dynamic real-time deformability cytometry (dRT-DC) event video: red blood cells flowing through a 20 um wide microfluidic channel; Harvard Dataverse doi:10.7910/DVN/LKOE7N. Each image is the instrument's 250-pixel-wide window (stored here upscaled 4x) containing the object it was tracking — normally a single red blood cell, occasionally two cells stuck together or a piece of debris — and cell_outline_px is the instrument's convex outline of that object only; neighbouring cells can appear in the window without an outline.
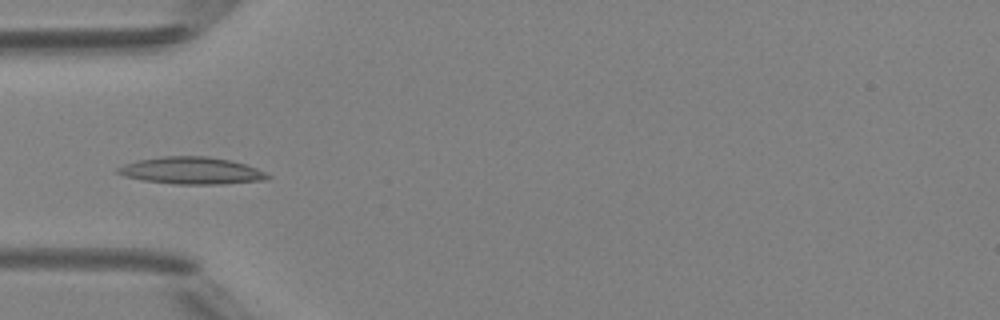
{"species": "Egyptian fruit bat (a non-hibernating species)", "species_latin": "Rousettus aegyptiacus", "temperature_condition": "room temperature", "stored_images_in_passage": 41, "camera_frame_rate_fps": 3000, "um_per_image_px": 0.085, "animal": {"sex": "female"}, "frame": {"image": 1, "passage_image": 8, "time_ms": 2.333, "image_size_px": [1000, 320], "cell_outline_px": [[272, 176], [264, 180], [220, 184], [176, 184], [144, 180], [124, 176], [116, 172], [116, 168], [124, 164], [140, 160], [164, 156], [208, 156], [228, 160], [244, 164], [256, 168]], "centroid_in_image_um": [16.27, 14.5], "position_along_channel_um": 68.7, "area_um2": 23.35}}
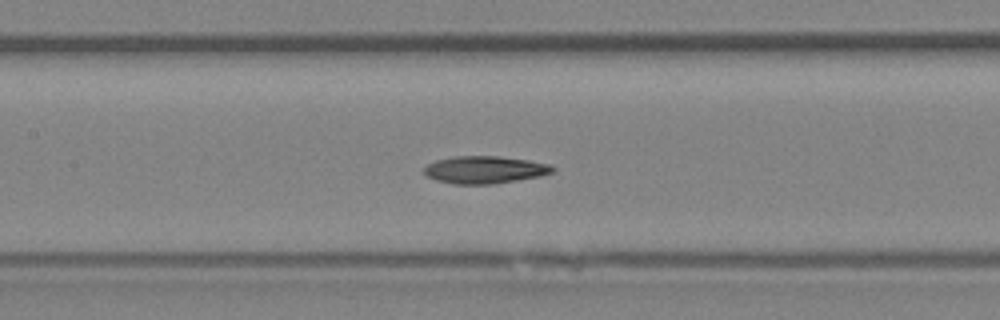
{"frame": {"image": 2, "passage_image": 15, "time_ms": 4.667, "image_size_px": [1000, 320], "cell_outline_px": [[556, 172], [540, 176], [496, 184], [452, 184], [436, 180], [428, 176], [424, 172], [424, 168], [428, 164], [436, 160], [452, 156], [500, 156], [528, 160], [548, 164], [556, 168]], "centroid_in_image_um": [41.23, 14.43], "position_along_channel_um": 166.2, "area_um2": 20.69}}
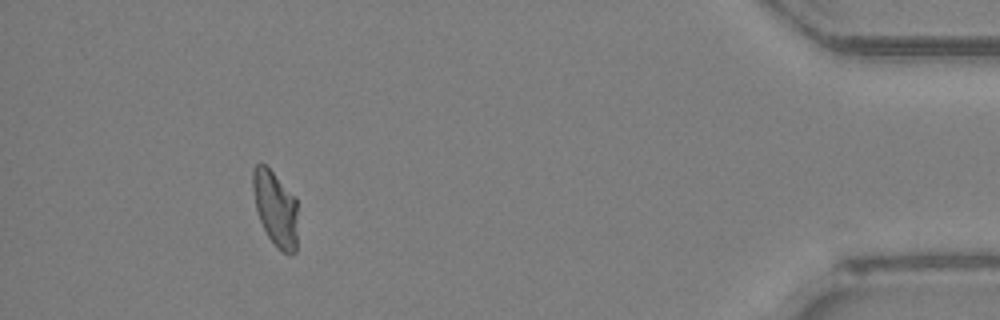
{"frame": {"image": 3, "passage_image": 37, "time_ms": 12.0, "image_size_px": [1000, 320], "cell_outline_px": [[296, 252], [292, 256], [288, 256], [276, 248], [268, 236], [260, 220], [256, 208], [252, 188], [252, 168], [256, 164], [264, 164], [296, 196]], "centroid_in_image_um": [23.41, 17.74], "position_along_channel_um": 411.8, "area_um2": 19.77}, "authors_computed_cell_mechanics": {"area_um2": 20.2878, "velocity_mm_per_s": 4.1996, "shape_relaxation_time_tau1_ms": 5.7441, "shape_relaxation_time_tau2_ms": 2.9483, "deformation_change_tau1": 0.1911, "deformation_change_tau2": 0.0886}}